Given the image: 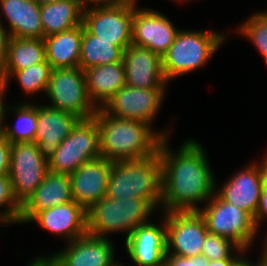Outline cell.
Returning <instances> with one entry per match:
<instances>
[{
    "label": "cell",
    "mask_w": 267,
    "mask_h": 266,
    "mask_svg": "<svg viewBox=\"0 0 267 266\" xmlns=\"http://www.w3.org/2000/svg\"><path fill=\"white\" fill-rule=\"evenodd\" d=\"M168 139L163 138L158 147L162 163L161 210L198 211L197 204L207 202L217 185L207 154L200 142L189 138L175 153Z\"/></svg>",
    "instance_id": "6da1fadb"
},
{
    "label": "cell",
    "mask_w": 267,
    "mask_h": 266,
    "mask_svg": "<svg viewBox=\"0 0 267 266\" xmlns=\"http://www.w3.org/2000/svg\"><path fill=\"white\" fill-rule=\"evenodd\" d=\"M93 118L99 129L100 156L113 162L152 157L169 136L168 130L156 132L148 123L116 118L101 108Z\"/></svg>",
    "instance_id": "7a4b0ae2"
},
{
    "label": "cell",
    "mask_w": 267,
    "mask_h": 266,
    "mask_svg": "<svg viewBox=\"0 0 267 266\" xmlns=\"http://www.w3.org/2000/svg\"><path fill=\"white\" fill-rule=\"evenodd\" d=\"M161 181L159 152L143 159L118 160L112 163L106 196L145 199L158 209L161 207Z\"/></svg>",
    "instance_id": "3957f363"
},
{
    "label": "cell",
    "mask_w": 267,
    "mask_h": 266,
    "mask_svg": "<svg viewBox=\"0 0 267 266\" xmlns=\"http://www.w3.org/2000/svg\"><path fill=\"white\" fill-rule=\"evenodd\" d=\"M156 208L145 199H115L105 196L87 211V234L99 238L123 231L126 238L138 226L150 222Z\"/></svg>",
    "instance_id": "277c9868"
},
{
    "label": "cell",
    "mask_w": 267,
    "mask_h": 266,
    "mask_svg": "<svg viewBox=\"0 0 267 266\" xmlns=\"http://www.w3.org/2000/svg\"><path fill=\"white\" fill-rule=\"evenodd\" d=\"M226 34L211 30L180 29L162 57L163 72L169 82L173 78L205 66L226 39Z\"/></svg>",
    "instance_id": "5b68a950"
},
{
    "label": "cell",
    "mask_w": 267,
    "mask_h": 266,
    "mask_svg": "<svg viewBox=\"0 0 267 266\" xmlns=\"http://www.w3.org/2000/svg\"><path fill=\"white\" fill-rule=\"evenodd\" d=\"M207 203L198 212L204 218L208 232L228 238L241 249L248 250L259 231L253 217L245 210L222 200L216 193Z\"/></svg>",
    "instance_id": "8992f818"
},
{
    "label": "cell",
    "mask_w": 267,
    "mask_h": 266,
    "mask_svg": "<svg viewBox=\"0 0 267 266\" xmlns=\"http://www.w3.org/2000/svg\"><path fill=\"white\" fill-rule=\"evenodd\" d=\"M98 157L100 142L96 120H79L48 160V171L71 175L85 162Z\"/></svg>",
    "instance_id": "52a82bcc"
},
{
    "label": "cell",
    "mask_w": 267,
    "mask_h": 266,
    "mask_svg": "<svg viewBox=\"0 0 267 266\" xmlns=\"http://www.w3.org/2000/svg\"><path fill=\"white\" fill-rule=\"evenodd\" d=\"M46 94L48 106L71 113L80 120L93 118L98 110L91 102L84 71L75 68L52 69Z\"/></svg>",
    "instance_id": "ba28073f"
},
{
    "label": "cell",
    "mask_w": 267,
    "mask_h": 266,
    "mask_svg": "<svg viewBox=\"0 0 267 266\" xmlns=\"http://www.w3.org/2000/svg\"><path fill=\"white\" fill-rule=\"evenodd\" d=\"M136 0L121 5L84 8L83 25L100 40L114 41L123 51L132 43Z\"/></svg>",
    "instance_id": "9c48e42d"
},
{
    "label": "cell",
    "mask_w": 267,
    "mask_h": 266,
    "mask_svg": "<svg viewBox=\"0 0 267 266\" xmlns=\"http://www.w3.org/2000/svg\"><path fill=\"white\" fill-rule=\"evenodd\" d=\"M48 172V161L35 142L11 143L9 179L12 193L22 206L43 182Z\"/></svg>",
    "instance_id": "30bf717a"
},
{
    "label": "cell",
    "mask_w": 267,
    "mask_h": 266,
    "mask_svg": "<svg viewBox=\"0 0 267 266\" xmlns=\"http://www.w3.org/2000/svg\"><path fill=\"white\" fill-rule=\"evenodd\" d=\"M165 88H120L101 108L106 114L120 119L152 124L161 109Z\"/></svg>",
    "instance_id": "8fae6325"
},
{
    "label": "cell",
    "mask_w": 267,
    "mask_h": 266,
    "mask_svg": "<svg viewBox=\"0 0 267 266\" xmlns=\"http://www.w3.org/2000/svg\"><path fill=\"white\" fill-rule=\"evenodd\" d=\"M167 253L181 257L201 255L207 230L198 211L165 212Z\"/></svg>",
    "instance_id": "7c38bea8"
},
{
    "label": "cell",
    "mask_w": 267,
    "mask_h": 266,
    "mask_svg": "<svg viewBox=\"0 0 267 266\" xmlns=\"http://www.w3.org/2000/svg\"><path fill=\"white\" fill-rule=\"evenodd\" d=\"M112 242L109 238L85 234L67 243L65 249L37 258H45L52 266H114L117 260Z\"/></svg>",
    "instance_id": "4fadbf2b"
},
{
    "label": "cell",
    "mask_w": 267,
    "mask_h": 266,
    "mask_svg": "<svg viewBox=\"0 0 267 266\" xmlns=\"http://www.w3.org/2000/svg\"><path fill=\"white\" fill-rule=\"evenodd\" d=\"M112 163L100 156L69 175L72 198L86 211L106 196Z\"/></svg>",
    "instance_id": "5bb4252c"
},
{
    "label": "cell",
    "mask_w": 267,
    "mask_h": 266,
    "mask_svg": "<svg viewBox=\"0 0 267 266\" xmlns=\"http://www.w3.org/2000/svg\"><path fill=\"white\" fill-rule=\"evenodd\" d=\"M179 31L168 17L153 9L138 8L134 13L132 43L149 48L163 57Z\"/></svg>",
    "instance_id": "9a60e30c"
},
{
    "label": "cell",
    "mask_w": 267,
    "mask_h": 266,
    "mask_svg": "<svg viewBox=\"0 0 267 266\" xmlns=\"http://www.w3.org/2000/svg\"><path fill=\"white\" fill-rule=\"evenodd\" d=\"M154 224L152 221L138 226L125 239L128 256L137 266H162L167 253L166 219Z\"/></svg>",
    "instance_id": "2e32d148"
},
{
    "label": "cell",
    "mask_w": 267,
    "mask_h": 266,
    "mask_svg": "<svg viewBox=\"0 0 267 266\" xmlns=\"http://www.w3.org/2000/svg\"><path fill=\"white\" fill-rule=\"evenodd\" d=\"M126 85L134 88H165L162 57L149 48L131 43L124 51Z\"/></svg>",
    "instance_id": "e0dca14e"
},
{
    "label": "cell",
    "mask_w": 267,
    "mask_h": 266,
    "mask_svg": "<svg viewBox=\"0 0 267 266\" xmlns=\"http://www.w3.org/2000/svg\"><path fill=\"white\" fill-rule=\"evenodd\" d=\"M216 190L222 200L245 210L254 218L262 192L260 162L249 163Z\"/></svg>",
    "instance_id": "ac0fdd59"
},
{
    "label": "cell",
    "mask_w": 267,
    "mask_h": 266,
    "mask_svg": "<svg viewBox=\"0 0 267 266\" xmlns=\"http://www.w3.org/2000/svg\"><path fill=\"white\" fill-rule=\"evenodd\" d=\"M80 119L48 105H37V132L34 142L48 161Z\"/></svg>",
    "instance_id": "d6986e66"
},
{
    "label": "cell",
    "mask_w": 267,
    "mask_h": 266,
    "mask_svg": "<svg viewBox=\"0 0 267 266\" xmlns=\"http://www.w3.org/2000/svg\"><path fill=\"white\" fill-rule=\"evenodd\" d=\"M30 222H36L40 228L64 237L68 243L87 234L86 210L74 200L39 211Z\"/></svg>",
    "instance_id": "ffe728a7"
},
{
    "label": "cell",
    "mask_w": 267,
    "mask_h": 266,
    "mask_svg": "<svg viewBox=\"0 0 267 266\" xmlns=\"http://www.w3.org/2000/svg\"><path fill=\"white\" fill-rule=\"evenodd\" d=\"M73 201L69 175L48 171L43 182L21 206L18 224L29 223L39 212Z\"/></svg>",
    "instance_id": "44dd1931"
},
{
    "label": "cell",
    "mask_w": 267,
    "mask_h": 266,
    "mask_svg": "<svg viewBox=\"0 0 267 266\" xmlns=\"http://www.w3.org/2000/svg\"><path fill=\"white\" fill-rule=\"evenodd\" d=\"M0 9L9 24V37L43 39L40 4L33 0H0Z\"/></svg>",
    "instance_id": "7402d4cb"
},
{
    "label": "cell",
    "mask_w": 267,
    "mask_h": 266,
    "mask_svg": "<svg viewBox=\"0 0 267 266\" xmlns=\"http://www.w3.org/2000/svg\"><path fill=\"white\" fill-rule=\"evenodd\" d=\"M89 98L100 109L123 86L126 85L123 61L84 70Z\"/></svg>",
    "instance_id": "603a6c76"
},
{
    "label": "cell",
    "mask_w": 267,
    "mask_h": 266,
    "mask_svg": "<svg viewBox=\"0 0 267 266\" xmlns=\"http://www.w3.org/2000/svg\"><path fill=\"white\" fill-rule=\"evenodd\" d=\"M84 25L44 37L46 61L52 69L79 66Z\"/></svg>",
    "instance_id": "cb8c5ba5"
},
{
    "label": "cell",
    "mask_w": 267,
    "mask_h": 266,
    "mask_svg": "<svg viewBox=\"0 0 267 266\" xmlns=\"http://www.w3.org/2000/svg\"><path fill=\"white\" fill-rule=\"evenodd\" d=\"M83 13L81 0H57L40 5L43 38L83 24Z\"/></svg>",
    "instance_id": "d4e9b609"
},
{
    "label": "cell",
    "mask_w": 267,
    "mask_h": 266,
    "mask_svg": "<svg viewBox=\"0 0 267 266\" xmlns=\"http://www.w3.org/2000/svg\"><path fill=\"white\" fill-rule=\"evenodd\" d=\"M46 60L44 39L9 37L7 56L0 78L3 82L14 72Z\"/></svg>",
    "instance_id": "484cf974"
},
{
    "label": "cell",
    "mask_w": 267,
    "mask_h": 266,
    "mask_svg": "<svg viewBox=\"0 0 267 266\" xmlns=\"http://www.w3.org/2000/svg\"><path fill=\"white\" fill-rule=\"evenodd\" d=\"M3 100L0 112V132L10 142H34L37 132V105L29 102H19L18 105L6 107ZM10 110V111H8ZM6 112L15 114L16 124H4Z\"/></svg>",
    "instance_id": "4316f807"
},
{
    "label": "cell",
    "mask_w": 267,
    "mask_h": 266,
    "mask_svg": "<svg viewBox=\"0 0 267 266\" xmlns=\"http://www.w3.org/2000/svg\"><path fill=\"white\" fill-rule=\"evenodd\" d=\"M123 50L114 41L100 40L83 27L79 67L84 71L90 67L121 62Z\"/></svg>",
    "instance_id": "83f0119b"
},
{
    "label": "cell",
    "mask_w": 267,
    "mask_h": 266,
    "mask_svg": "<svg viewBox=\"0 0 267 266\" xmlns=\"http://www.w3.org/2000/svg\"><path fill=\"white\" fill-rule=\"evenodd\" d=\"M51 66L45 60L44 62L32 65L30 67L14 71L4 81V95L7 90L8 82L13 78L19 82L20 87L26 94H35L43 92L46 94L50 80Z\"/></svg>",
    "instance_id": "f1b7e54d"
},
{
    "label": "cell",
    "mask_w": 267,
    "mask_h": 266,
    "mask_svg": "<svg viewBox=\"0 0 267 266\" xmlns=\"http://www.w3.org/2000/svg\"><path fill=\"white\" fill-rule=\"evenodd\" d=\"M237 29L239 34L254 44L263 58L267 57V11L255 12Z\"/></svg>",
    "instance_id": "f546056e"
},
{
    "label": "cell",
    "mask_w": 267,
    "mask_h": 266,
    "mask_svg": "<svg viewBox=\"0 0 267 266\" xmlns=\"http://www.w3.org/2000/svg\"><path fill=\"white\" fill-rule=\"evenodd\" d=\"M235 250L238 253H235ZM243 252L245 250L241 249L232 240L208 233L204 239L201 254L208 260L216 261L221 259H237Z\"/></svg>",
    "instance_id": "4dcf8cb0"
},
{
    "label": "cell",
    "mask_w": 267,
    "mask_h": 266,
    "mask_svg": "<svg viewBox=\"0 0 267 266\" xmlns=\"http://www.w3.org/2000/svg\"><path fill=\"white\" fill-rule=\"evenodd\" d=\"M1 207H5V209L0 210V224H18L21 206L13 196L8 175H0V209Z\"/></svg>",
    "instance_id": "1f68e13d"
},
{
    "label": "cell",
    "mask_w": 267,
    "mask_h": 266,
    "mask_svg": "<svg viewBox=\"0 0 267 266\" xmlns=\"http://www.w3.org/2000/svg\"><path fill=\"white\" fill-rule=\"evenodd\" d=\"M165 266H208L209 260L204 255L181 257L166 253Z\"/></svg>",
    "instance_id": "d6a6232c"
},
{
    "label": "cell",
    "mask_w": 267,
    "mask_h": 266,
    "mask_svg": "<svg viewBox=\"0 0 267 266\" xmlns=\"http://www.w3.org/2000/svg\"><path fill=\"white\" fill-rule=\"evenodd\" d=\"M11 143L0 132V175H8Z\"/></svg>",
    "instance_id": "836d02e7"
},
{
    "label": "cell",
    "mask_w": 267,
    "mask_h": 266,
    "mask_svg": "<svg viewBox=\"0 0 267 266\" xmlns=\"http://www.w3.org/2000/svg\"><path fill=\"white\" fill-rule=\"evenodd\" d=\"M0 19V76L3 72L5 62H6V56H7V43L9 39V35L6 32L5 26H3V23Z\"/></svg>",
    "instance_id": "e575fe53"
},
{
    "label": "cell",
    "mask_w": 267,
    "mask_h": 266,
    "mask_svg": "<svg viewBox=\"0 0 267 266\" xmlns=\"http://www.w3.org/2000/svg\"><path fill=\"white\" fill-rule=\"evenodd\" d=\"M265 217L267 218V191L262 190L258 208L255 217L253 218L257 229Z\"/></svg>",
    "instance_id": "d590c367"
},
{
    "label": "cell",
    "mask_w": 267,
    "mask_h": 266,
    "mask_svg": "<svg viewBox=\"0 0 267 266\" xmlns=\"http://www.w3.org/2000/svg\"><path fill=\"white\" fill-rule=\"evenodd\" d=\"M81 1L83 7L87 8L91 4H92L91 6L121 5L127 3L129 0H81Z\"/></svg>",
    "instance_id": "8d00e7d4"
},
{
    "label": "cell",
    "mask_w": 267,
    "mask_h": 266,
    "mask_svg": "<svg viewBox=\"0 0 267 266\" xmlns=\"http://www.w3.org/2000/svg\"><path fill=\"white\" fill-rule=\"evenodd\" d=\"M262 190L267 191V154L260 163Z\"/></svg>",
    "instance_id": "74e56055"
},
{
    "label": "cell",
    "mask_w": 267,
    "mask_h": 266,
    "mask_svg": "<svg viewBox=\"0 0 267 266\" xmlns=\"http://www.w3.org/2000/svg\"><path fill=\"white\" fill-rule=\"evenodd\" d=\"M236 259L209 260L208 266H231Z\"/></svg>",
    "instance_id": "f35d334b"
},
{
    "label": "cell",
    "mask_w": 267,
    "mask_h": 266,
    "mask_svg": "<svg viewBox=\"0 0 267 266\" xmlns=\"http://www.w3.org/2000/svg\"><path fill=\"white\" fill-rule=\"evenodd\" d=\"M246 253L243 252L233 263L231 266H248V257L244 255ZM245 257V258H244ZM247 258V259H246Z\"/></svg>",
    "instance_id": "ab89813d"
},
{
    "label": "cell",
    "mask_w": 267,
    "mask_h": 266,
    "mask_svg": "<svg viewBox=\"0 0 267 266\" xmlns=\"http://www.w3.org/2000/svg\"><path fill=\"white\" fill-rule=\"evenodd\" d=\"M248 266H267V263L264 261V259L260 256L258 258V262L256 264L248 259Z\"/></svg>",
    "instance_id": "60d3db41"
},
{
    "label": "cell",
    "mask_w": 267,
    "mask_h": 266,
    "mask_svg": "<svg viewBox=\"0 0 267 266\" xmlns=\"http://www.w3.org/2000/svg\"><path fill=\"white\" fill-rule=\"evenodd\" d=\"M261 250H262V253L260 254V256L267 263V238L265 239L263 248Z\"/></svg>",
    "instance_id": "b9f144b4"
},
{
    "label": "cell",
    "mask_w": 267,
    "mask_h": 266,
    "mask_svg": "<svg viewBox=\"0 0 267 266\" xmlns=\"http://www.w3.org/2000/svg\"><path fill=\"white\" fill-rule=\"evenodd\" d=\"M4 96V82L3 80L0 78V111H1V105H2V102H3V97Z\"/></svg>",
    "instance_id": "7bdbcfd3"
},
{
    "label": "cell",
    "mask_w": 267,
    "mask_h": 266,
    "mask_svg": "<svg viewBox=\"0 0 267 266\" xmlns=\"http://www.w3.org/2000/svg\"><path fill=\"white\" fill-rule=\"evenodd\" d=\"M33 1H35L36 3L42 5V4L51 3V2H54V1H57V0H33Z\"/></svg>",
    "instance_id": "ee69618b"
},
{
    "label": "cell",
    "mask_w": 267,
    "mask_h": 266,
    "mask_svg": "<svg viewBox=\"0 0 267 266\" xmlns=\"http://www.w3.org/2000/svg\"><path fill=\"white\" fill-rule=\"evenodd\" d=\"M114 266H125V265H123V263H121V262L119 263V261H118Z\"/></svg>",
    "instance_id": "f6af8a7d"
},
{
    "label": "cell",
    "mask_w": 267,
    "mask_h": 266,
    "mask_svg": "<svg viewBox=\"0 0 267 266\" xmlns=\"http://www.w3.org/2000/svg\"><path fill=\"white\" fill-rule=\"evenodd\" d=\"M175 1H176V2L179 1V2H187V3H188V2L191 1V0H175Z\"/></svg>",
    "instance_id": "bcb514c9"
},
{
    "label": "cell",
    "mask_w": 267,
    "mask_h": 266,
    "mask_svg": "<svg viewBox=\"0 0 267 266\" xmlns=\"http://www.w3.org/2000/svg\"><path fill=\"white\" fill-rule=\"evenodd\" d=\"M264 61H265L266 65H267V57H266V58H264Z\"/></svg>",
    "instance_id": "7dc6e473"
}]
</instances>
